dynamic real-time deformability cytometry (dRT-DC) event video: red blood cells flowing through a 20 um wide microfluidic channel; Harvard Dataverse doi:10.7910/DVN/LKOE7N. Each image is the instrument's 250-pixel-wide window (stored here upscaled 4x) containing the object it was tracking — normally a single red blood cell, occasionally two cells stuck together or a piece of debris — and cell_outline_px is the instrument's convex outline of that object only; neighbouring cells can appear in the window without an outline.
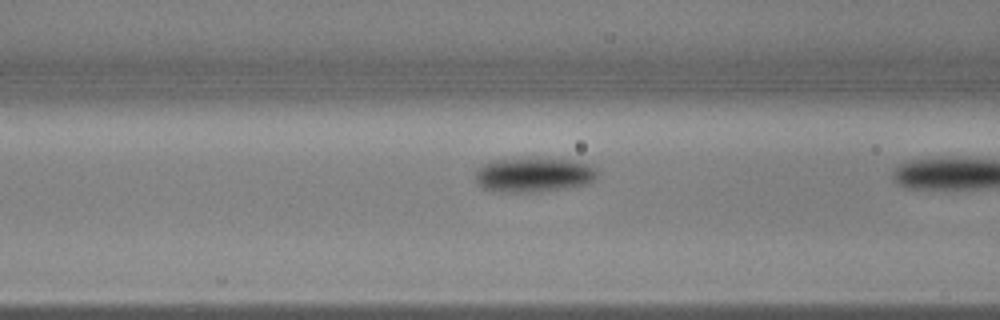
{"species": "common noctule bat (a hibernating species)", "species_latin": "Nyctalus noctula", "temperature_condition": "warm", "stored_images_in_passage": 18, "camera_frame_rate_fps": 3000, "um_per_image_px": 0.085, "animal": {"sex": "male", "body_mass_g": 17.9, "forearm_length_mm": 54.2}, "frame": {"image": 1, "passage_image": 17, "time_ms": 5.333, "image_size_px": [1000, 320], "cell_outline_px": [[596, 176], [592, 180], [584, 184], [540, 192], [492, 192], [484, 188], [476, 180], [476, 168], [492, 160], [524, 156], [532, 156], [572, 160], [588, 164], [596, 172]], "centroid_in_image_um": [45.28, 14.82], "position_along_channel_um": 121.3, "area_um2": 25.03}}